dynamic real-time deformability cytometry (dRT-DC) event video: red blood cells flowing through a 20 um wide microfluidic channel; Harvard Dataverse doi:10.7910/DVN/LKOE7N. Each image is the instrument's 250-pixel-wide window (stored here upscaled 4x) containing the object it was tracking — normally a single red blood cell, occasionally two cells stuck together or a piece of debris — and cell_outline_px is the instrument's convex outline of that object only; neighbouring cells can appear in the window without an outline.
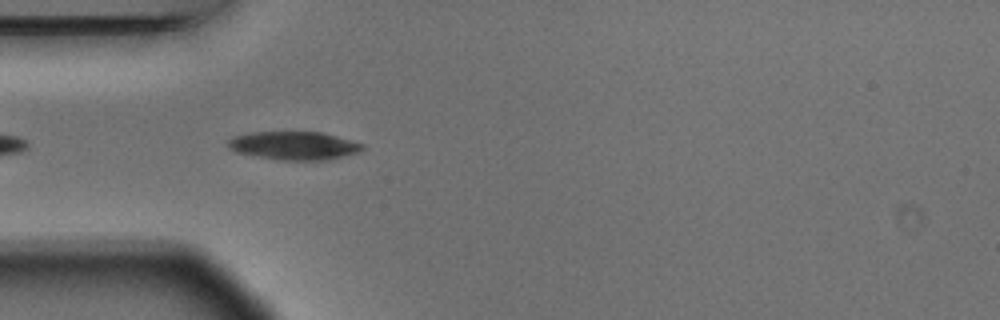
{"species": "Egyptian fruit bat (a non-hibernating species)", "species_latin": "Rousettus aegyptiacus", "temperature_condition": "warm", "stored_images_in_passage": 5, "camera_frame_rate_fps": 3000, "um_per_image_px": 0.085, "animal": {"sex": "male"}, "frame": {"image": 1, "passage_image": 3, "time_ms": 0.667, "image_size_px": [1000, 320], "cell_outline_px": [[364, 148], [360, 152], [328, 160], [284, 160], [236, 152], [228, 148], [228, 140], [236, 136], [252, 132], [320, 132], [336, 136], [364, 144]], "centroid_in_image_um": [25.03, 12.38], "position_along_channel_um": 60.0, "area_um2": 21.91}}
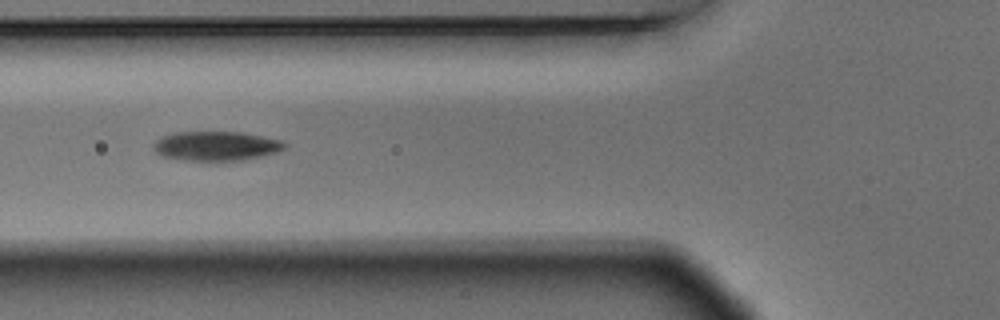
{"frame": {"image": 2, "passage_image": 4, "time_ms": 1.0, "image_size_px": [1000, 320], "cell_outline_px": [[288, 144], [284, 148], [276, 152], [244, 160], [184, 160], [164, 156], [156, 152], [152, 144], [160, 136], [176, 132], [240, 132], [284, 140]], "centroid_in_image_um": [18.38, 12.39], "position_along_channel_um": 107.4, "area_um2": 22.37}}
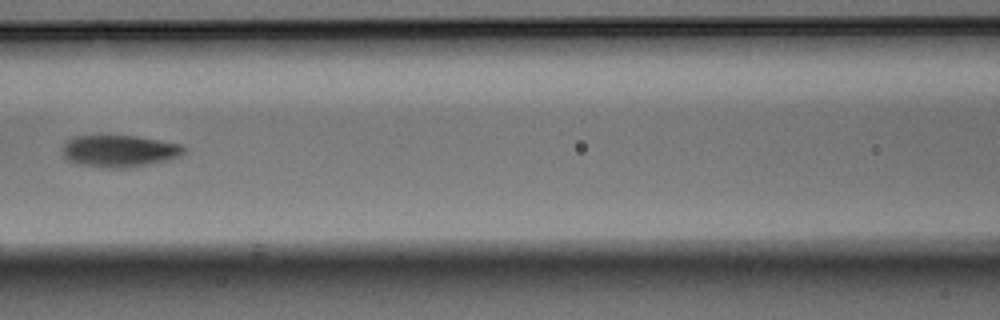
{"frame": {"image": 3, "passage_image": 5, "time_ms": 1.333, "image_size_px": [1000, 320], "cell_outline_px": [[184, 152], [180, 156], [168, 160], [128, 168], [108, 168], [80, 164], [68, 160], [64, 156], [64, 140], [72, 136], [136, 136], [160, 140], [180, 144], [184, 148]], "centroid_in_image_um": [10.14, 12.83], "position_along_channel_um": 156.5, "area_um2": 22.48}}